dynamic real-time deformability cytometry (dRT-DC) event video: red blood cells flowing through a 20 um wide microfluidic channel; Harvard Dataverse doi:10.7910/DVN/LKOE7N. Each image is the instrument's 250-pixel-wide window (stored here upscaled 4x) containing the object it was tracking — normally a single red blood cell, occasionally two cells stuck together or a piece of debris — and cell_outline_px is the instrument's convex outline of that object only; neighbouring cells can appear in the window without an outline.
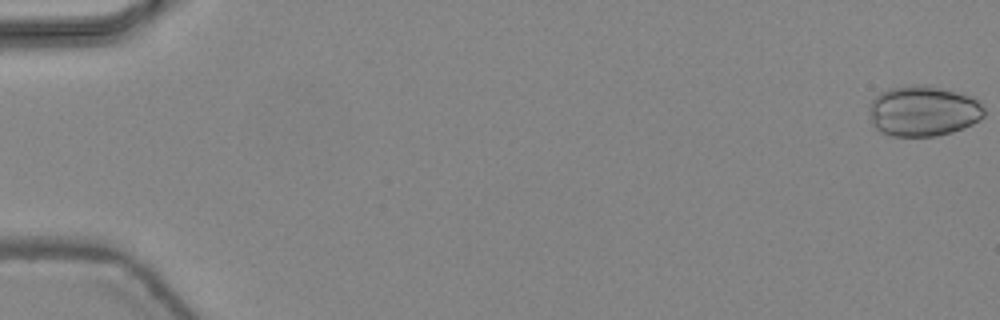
{"species": "common noctule bat (a hibernating species)", "species_latin": "Nyctalus noctula", "temperature_condition": "warm", "stored_images_in_passage": 47, "camera_frame_rate_fps": 3000, "um_per_image_px": 0.085, "animal": {"sex": "female", "body_mass_g": 24.6, "forearm_length_mm": 56.2}, "frame": {"image": 1, "passage_image": 1, "time_ms": 0.0, "image_size_px": [1000, 320], "cell_outline_px": [[984, 116], [980, 120], [964, 128], [952, 132], [936, 136], [888, 136], [880, 132], [872, 124], [868, 108], [868, 104], [880, 92], [888, 88], [904, 84], [928, 84], [972, 96], [980, 100], [984, 108]], "centroid_in_image_um": [78.46, 9.42], "position_along_channel_um": 6.5, "area_um2": 34.68}}
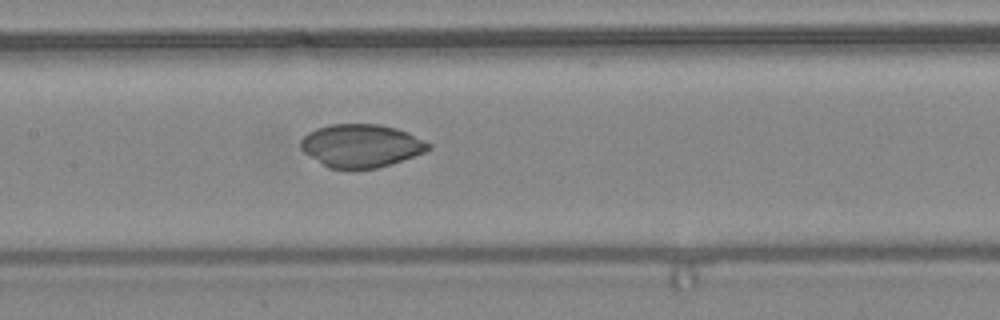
{"frame": {"image": 2, "passage_image": 24, "time_ms": 7.667, "image_size_px": [1000, 320], "cell_outline_px": [[432, 148], [424, 152], [376, 168], [328, 168], [304, 152], [300, 148], [300, 140], [308, 132], [316, 128], [328, 124], [380, 124], [396, 128], [408, 132], [432, 144]], "centroid_in_image_um": [30.68, 12.36], "position_along_channel_um": 176.7, "area_um2": 31.85}}
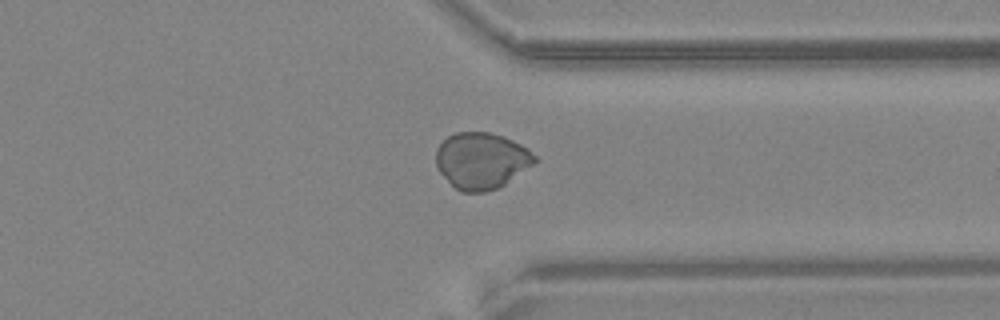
{"frame": {"image": 3, "passage_image": 37, "time_ms": 12.0, "image_size_px": [1000, 320], "cell_outline_px": [[536, 160], [532, 164], [504, 184], [496, 188], [484, 192], [460, 192], [436, 168], [436, 148], [448, 136], [456, 132], [488, 132], [504, 136], [528, 148], [536, 156]], "centroid_in_image_um": [40.9, 13.64], "position_along_channel_um": 370.5, "area_um2": 32.14}}